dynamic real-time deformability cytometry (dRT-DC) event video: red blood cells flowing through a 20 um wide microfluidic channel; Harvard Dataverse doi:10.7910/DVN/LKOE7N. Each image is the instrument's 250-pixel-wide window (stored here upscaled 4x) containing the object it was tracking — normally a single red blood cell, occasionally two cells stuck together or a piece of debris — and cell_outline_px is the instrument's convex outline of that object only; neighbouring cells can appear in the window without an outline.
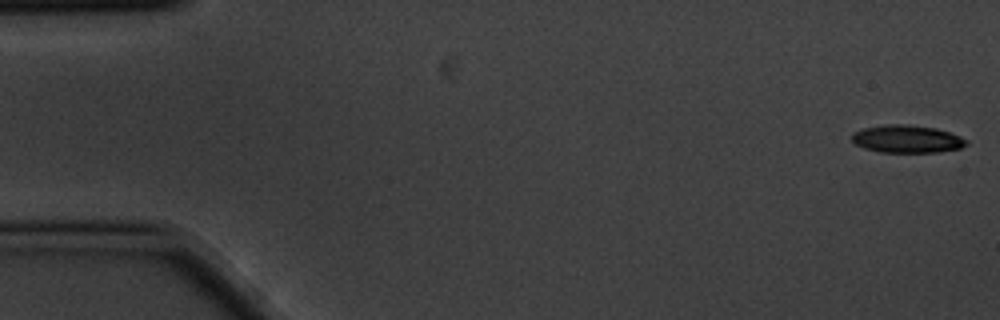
{"species": "common noctule bat (a hibernating species)", "species_latin": "Nyctalus noctula", "temperature_condition": "cold", "stored_images_in_passage": 4, "camera_frame_rate_fps": 3000, "um_per_image_px": 0.085, "animal": {"sex": "male", "body_mass_g": 20.1, "forearm_length_mm": 53.5}, "frame": {"image": 1, "passage_image": 1, "time_ms": 0.0, "image_size_px": [1000, 320], "cell_outline_px": [[968, 144], [960, 148], [940, 152], [880, 152], [864, 148], [856, 144], [852, 140], [852, 132], [864, 128], [892, 124], [900, 124], [936, 128], [960, 136], [968, 140]], "centroid_in_image_um": [77.11, 11.82], "position_along_channel_um": 7.9, "area_um2": 18.32}}